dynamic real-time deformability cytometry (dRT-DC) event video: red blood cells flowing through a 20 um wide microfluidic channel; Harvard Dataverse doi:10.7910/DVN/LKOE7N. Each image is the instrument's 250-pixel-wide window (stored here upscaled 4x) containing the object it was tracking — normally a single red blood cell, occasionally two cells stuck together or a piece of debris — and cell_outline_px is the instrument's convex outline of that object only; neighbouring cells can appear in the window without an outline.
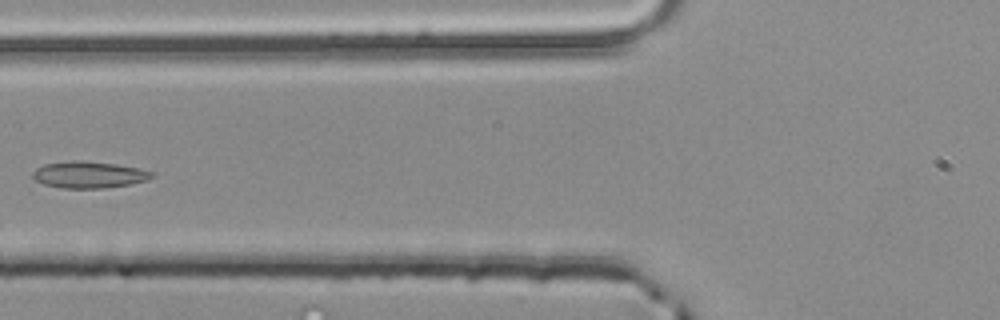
{"species": "common noctule bat (a hibernating species)", "species_latin": "Nyctalus noctula", "temperature_condition": "room temperature", "stored_images_in_passage": 5, "camera_frame_rate_fps": 3000, "um_per_image_px": 0.085, "animal": {"sex": "male", "body_mass_g": 20.4}, "frame": {"image": 1, "passage_image": 5, "time_ms": 1.333, "image_size_px": [1000, 320], "cell_outline_px": [[156, 176], [148, 180], [132, 184], [104, 188], [60, 188], [44, 184], [36, 180], [32, 176], [32, 172], [36, 168], [44, 164], [72, 160], [80, 160], [116, 164], [140, 168], [156, 172]], "centroid_in_image_um": [7.61, 14.85], "position_along_channel_um": 118.2, "area_um2": 18.79}}